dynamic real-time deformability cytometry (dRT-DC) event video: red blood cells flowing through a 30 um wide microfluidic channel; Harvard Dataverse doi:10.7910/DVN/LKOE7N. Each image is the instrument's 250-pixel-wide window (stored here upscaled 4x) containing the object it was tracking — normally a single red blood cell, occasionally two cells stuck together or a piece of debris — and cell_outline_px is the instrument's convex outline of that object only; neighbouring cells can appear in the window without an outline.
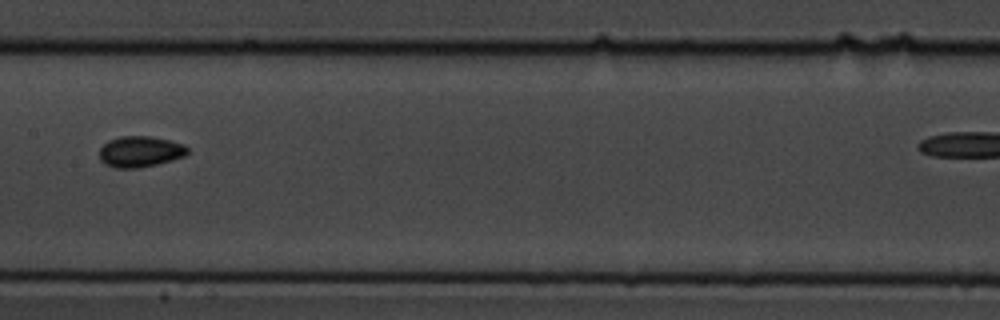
{"species": "common noctule bat (a hibernating species)", "species_latin": "Nyctalus noctula", "temperature_condition": "cold", "stored_images_in_passage": 12, "camera_frame_rate_fps": 3000, "um_per_image_px": 0.085, "animal": {"sex": "male", "body_mass_g": 19.5, "forearm_length_mm": 54.6}, "frame": {"image": 1, "passage_image": 9, "time_ms": 9.333, "image_size_px": [1000, 320], "cell_outline_px": [[188, 152], [184, 156], [172, 160], [156, 164], [136, 168], [116, 168], [104, 164], [100, 160], [100, 148], [108, 140], [120, 136], [148, 136], [168, 140], [184, 144], [188, 148]], "centroid_in_image_um": [11.89, 12.88], "position_along_channel_um": 195.5, "area_um2": 15.84}}
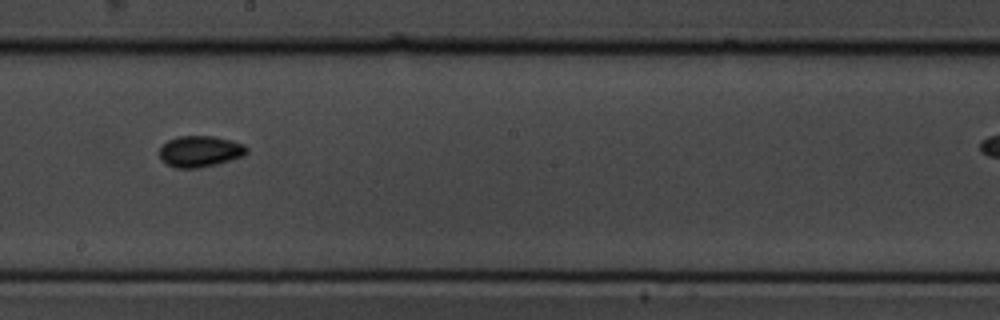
{"frame": {"image": 2, "passage_image": 10, "time_ms": 10.333, "image_size_px": [1000, 320], "cell_outline_px": [[248, 152], [244, 156], [216, 164], [196, 168], [176, 168], [160, 160], [160, 148], [168, 140], [180, 136], [212, 136], [244, 144], [248, 148]], "centroid_in_image_um": [17.01, 12.87], "position_along_channel_um": 231.2, "area_um2": 15.72}}
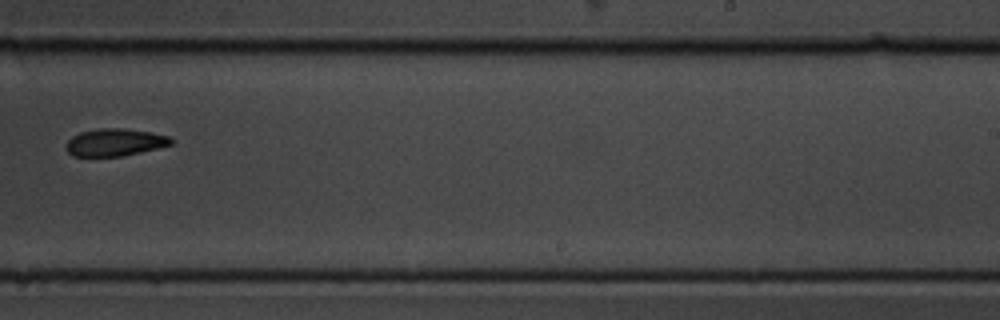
{"frame": {"image": 3, "passage_image": 12, "time_ms": 13.667, "image_size_px": [1000, 320], "cell_outline_px": [[172, 144], [140, 152], [120, 156], [72, 156], [68, 152], [68, 140], [72, 136], [80, 132], [96, 128], [124, 128], [152, 132], [168, 136], [172, 140]], "centroid_in_image_um": [9.76, 12.08], "position_along_channel_um": 279.2, "area_um2": 16.59}}